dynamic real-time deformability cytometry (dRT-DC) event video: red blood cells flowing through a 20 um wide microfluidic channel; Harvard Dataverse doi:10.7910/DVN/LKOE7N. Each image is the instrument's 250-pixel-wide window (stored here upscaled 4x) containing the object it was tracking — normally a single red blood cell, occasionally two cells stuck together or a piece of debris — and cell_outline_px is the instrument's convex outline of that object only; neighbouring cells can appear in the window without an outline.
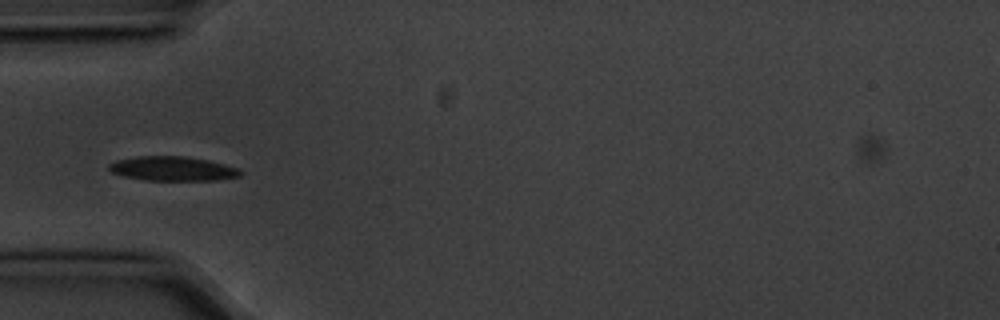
{"species": "common noctule bat (a hibernating species)", "species_latin": "Nyctalus noctula", "temperature_condition": "cold", "stored_images_in_passage": 2, "camera_frame_rate_fps": 3000, "um_per_image_px": 0.085, "animal": {"sex": "male", "body_mass_g": 20.1, "forearm_length_mm": 53.5}, "frame": {"image": 1, "passage_image": 1, "time_ms": 0.0, "image_size_px": [1000, 320], "cell_outline_px": [[244, 172], [240, 176], [216, 180], [144, 180], [124, 176], [112, 172], [108, 168], [108, 164], [116, 160], [136, 156], [184, 156], [208, 160], [240, 168]], "centroid_in_image_um": [14.69, 14.33], "position_along_channel_um": 70.3, "area_um2": 18.73}}